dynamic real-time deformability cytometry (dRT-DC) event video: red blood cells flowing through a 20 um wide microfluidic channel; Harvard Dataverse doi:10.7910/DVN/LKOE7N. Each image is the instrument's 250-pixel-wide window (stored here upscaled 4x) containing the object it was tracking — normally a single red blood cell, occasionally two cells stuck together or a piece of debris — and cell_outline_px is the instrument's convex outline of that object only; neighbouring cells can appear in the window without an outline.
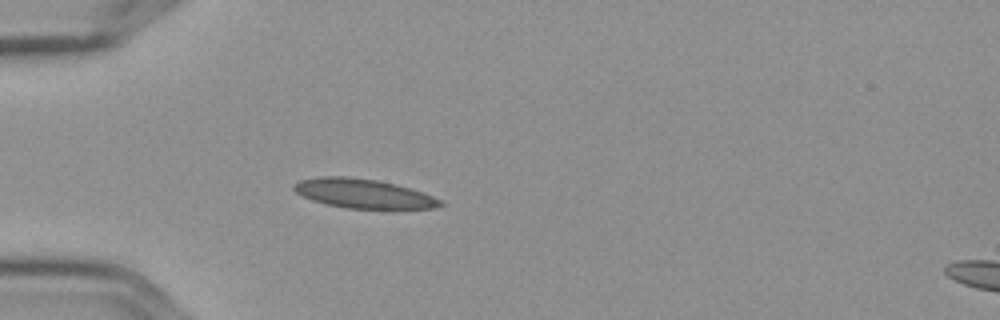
{"species": "Egyptian fruit bat (a non-hibernating species)", "species_latin": "Rousettus aegyptiacus", "temperature_condition": "cold", "stored_images_in_passage": 4, "camera_frame_rate_fps": 3000, "um_per_image_px": 0.085, "frame": {"image": 1, "passage_image": 4, "time_ms": 1.0, "image_size_px": [1000, 320], "cell_outline_px": [[444, 204], [432, 208], [392, 212], [348, 208], [328, 204], [312, 200], [296, 192], [292, 188], [292, 184], [300, 180], [320, 176], [348, 176], [376, 180], [396, 184], [432, 196], [440, 200]], "centroid_in_image_um": [30.93, 16.5], "position_along_channel_um": 54.1, "area_um2": 25.72}}